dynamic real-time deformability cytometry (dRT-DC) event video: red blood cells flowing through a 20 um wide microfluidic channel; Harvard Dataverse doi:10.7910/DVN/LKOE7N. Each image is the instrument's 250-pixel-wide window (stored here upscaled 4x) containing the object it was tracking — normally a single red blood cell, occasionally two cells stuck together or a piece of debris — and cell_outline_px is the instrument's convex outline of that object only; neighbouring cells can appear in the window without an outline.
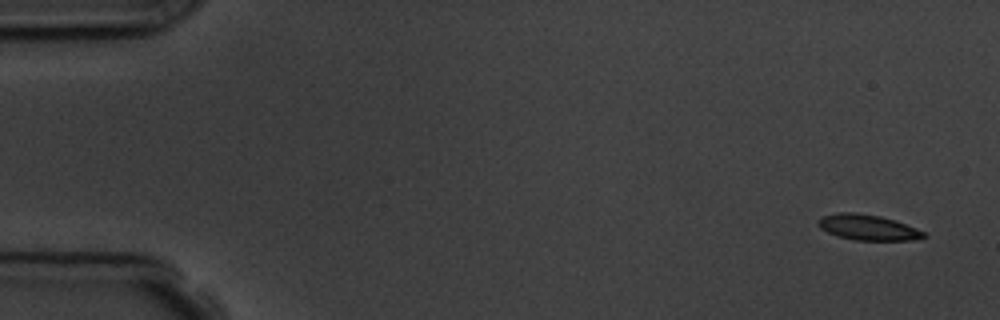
{"species": "common noctule bat (a hibernating species)", "species_latin": "Nyctalus noctula", "temperature_condition": "room temperature", "stored_images_in_passage": 5, "camera_frame_rate_fps": 3000, "um_per_image_px": 0.085, "animal": {"sex": "male", "body_mass_g": 19.5, "forearm_length_mm": 54.6}, "frame": {"image": 1, "passage_image": 1, "time_ms": 0.0, "image_size_px": [1000, 320], "cell_outline_px": [[928, 236], [912, 240], [856, 240], [840, 236], [828, 232], [820, 228], [816, 224], [816, 220], [820, 216], [840, 212], [856, 212], [880, 216], [896, 220], [916, 228], [924, 232]], "centroid_in_image_um": [73.74, 19.31], "position_along_channel_um": 11.3, "area_um2": 15.78}}
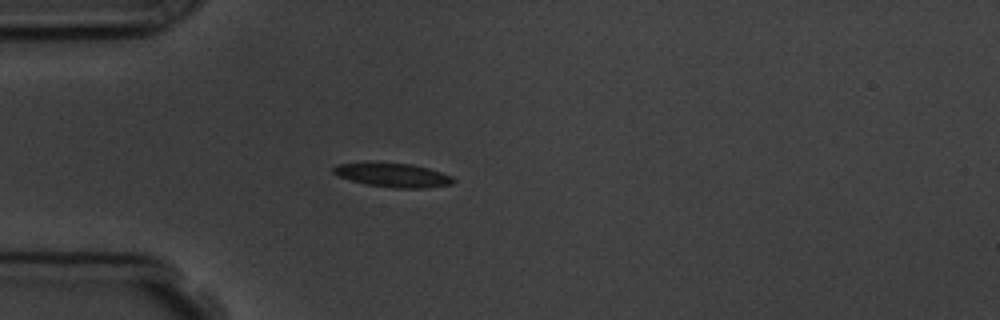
{"frame": {"image": 2, "passage_image": 4, "time_ms": 4.333, "image_size_px": [1000, 320], "cell_outline_px": [[456, 180], [452, 184], [428, 188], [396, 188], [368, 184], [336, 176], [332, 172], [332, 168], [336, 164], [412, 164], [428, 168], [452, 176]], "centroid_in_image_um": [33.45, 14.91], "position_along_channel_um": 51.6, "area_um2": 16.24}}